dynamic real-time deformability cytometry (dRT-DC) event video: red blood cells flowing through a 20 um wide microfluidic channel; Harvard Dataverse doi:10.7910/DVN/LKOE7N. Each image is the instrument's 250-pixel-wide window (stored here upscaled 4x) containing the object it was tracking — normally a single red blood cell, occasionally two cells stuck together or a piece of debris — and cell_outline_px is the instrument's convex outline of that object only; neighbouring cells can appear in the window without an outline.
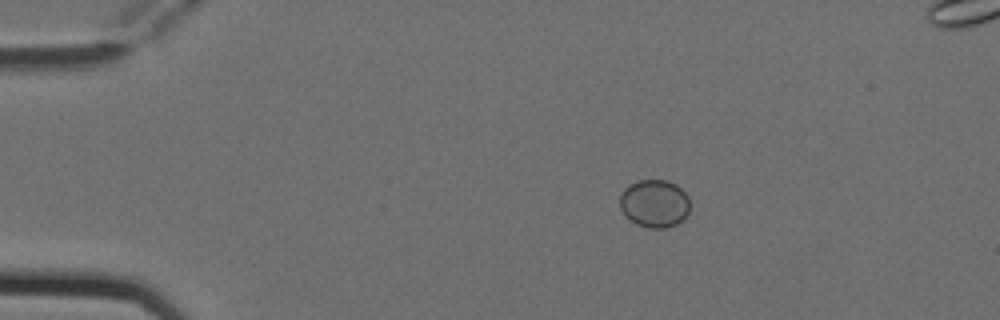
{"species": "Egyptian fruit bat (a non-hibernating species)", "species_latin": "Rousettus aegyptiacus", "temperature_condition": "cold", "stored_images_in_passage": 5, "camera_frame_rate_fps": 3000, "um_per_image_px": 0.085, "animal": {"sex": "female"}, "frame": {"image": 1, "passage_image": 2, "time_ms": 0.333, "image_size_px": [1000, 320], "cell_outline_px": [[688, 212], [676, 224], [664, 228], [648, 228], [636, 224], [620, 208], [620, 192], [628, 184], [640, 180], [668, 180], [676, 184], [688, 196]], "centroid_in_image_um": [55.6, 17.27], "position_along_channel_um": 29.4, "area_um2": 19.36}}